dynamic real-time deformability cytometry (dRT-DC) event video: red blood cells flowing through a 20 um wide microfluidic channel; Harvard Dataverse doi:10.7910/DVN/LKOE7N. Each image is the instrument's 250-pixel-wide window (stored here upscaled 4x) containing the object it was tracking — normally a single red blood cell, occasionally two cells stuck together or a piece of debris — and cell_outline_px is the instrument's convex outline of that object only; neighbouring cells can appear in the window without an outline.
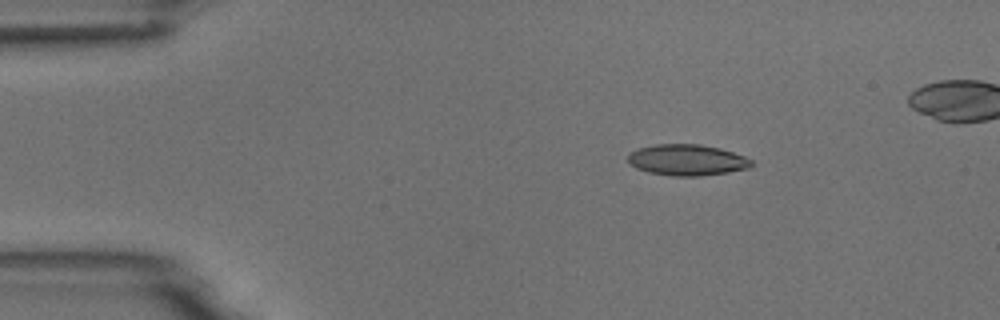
{"species": "common noctule bat (a hibernating species)", "species_latin": "Nyctalus noctula", "temperature_condition": "room temperature", "stored_images_in_passage": 5, "camera_frame_rate_fps": 3000, "um_per_image_px": 0.085, "animal": {"sex": "male", "body_mass_g": 18.8}, "frame": {"image": 1, "passage_image": 2, "time_ms": 2.0, "image_size_px": [1000, 320], "cell_outline_px": [[752, 164], [748, 168], [728, 172], [700, 176], [672, 176], [648, 172], [636, 168], [628, 164], [628, 156], [636, 148], [656, 144], [700, 144], [720, 148], [744, 156], [752, 160]], "centroid_in_image_um": [58.37, 13.6], "position_along_channel_um": 26.6, "area_um2": 22.43}}